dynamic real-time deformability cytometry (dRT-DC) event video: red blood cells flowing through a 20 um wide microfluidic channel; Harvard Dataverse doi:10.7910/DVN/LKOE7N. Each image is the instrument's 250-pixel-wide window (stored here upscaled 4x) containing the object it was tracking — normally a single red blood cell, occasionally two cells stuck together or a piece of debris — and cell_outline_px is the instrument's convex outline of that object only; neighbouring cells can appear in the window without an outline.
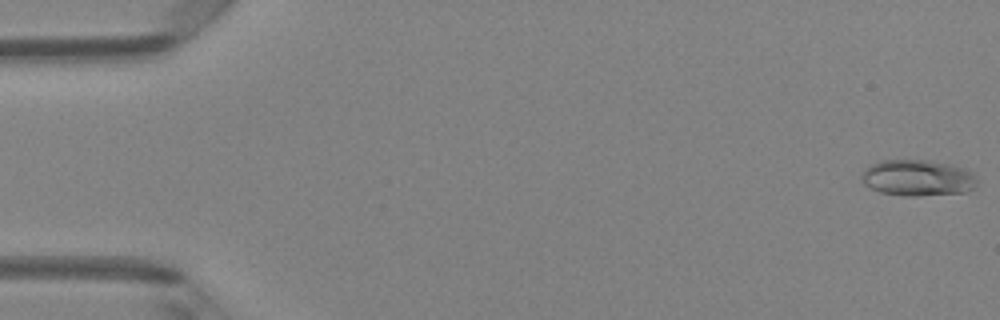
{"species": "Egyptian fruit bat (a non-hibernating species)", "species_latin": "Rousettus aegyptiacus", "temperature_condition": "room temperature", "stored_images_in_passage": 49, "camera_frame_rate_fps": 3000, "um_per_image_px": 0.085, "animal": {"sex": "female"}, "frame": {"image": 1, "passage_image": 1, "time_ms": 0.0, "image_size_px": [1000, 320], "cell_outline_px": [[976, 184], [972, 188], [964, 192], [920, 196], [904, 196], [880, 192], [864, 184], [860, 176], [872, 164], [880, 160], [928, 160], [948, 164], [964, 168], [972, 172], [976, 176]], "centroid_in_image_um": [78.0, 15.12], "position_along_channel_um": 7.0, "area_um2": 24.22}}
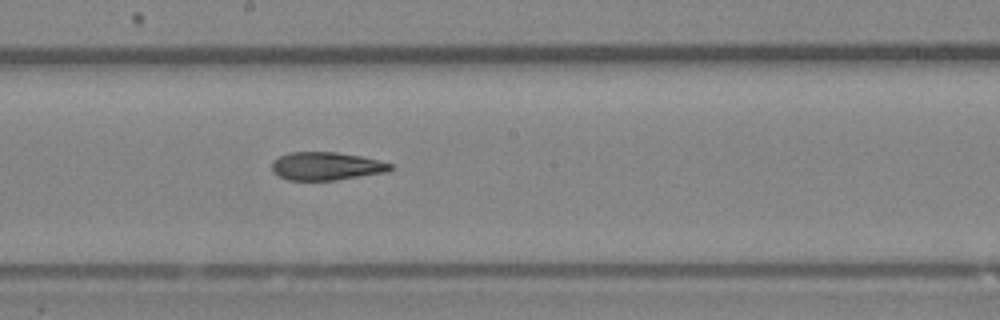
{"frame": {"image": 2, "passage_image": 27, "time_ms": 8.667, "image_size_px": [1000, 320], "cell_outline_px": [[392, 168], [388, 172], [336, 180], [288, 180], [276, 176], [272, 172], [272, 160], [288, 152], [336, 152], [364, 156], [392, 164]], "centroid_in_image_um": [27.71, 14.12], "position_along_channel_um": 220.5, "area_um2": 19.65}}
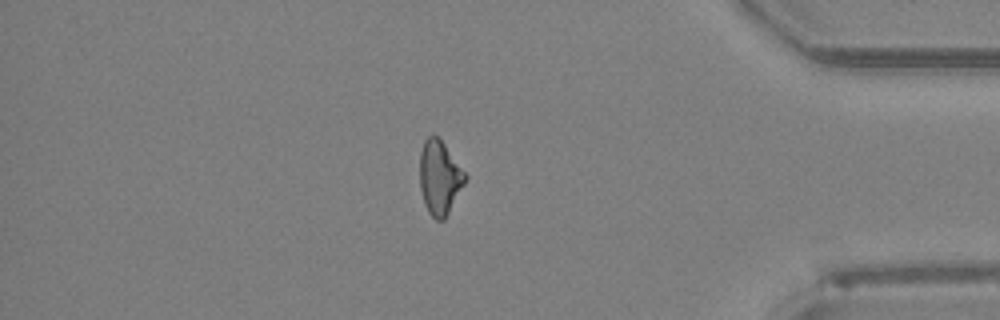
{"frame": {"image": 3, "passage_image": 42, "time_ms": 13.667, "image_size_px": [1000, 320], "cell_outline_px": [[468, 176], [464, 184], [444, 220], [436, 220], [428, 212], [424, 204], [420, 188], [420, 152], [424, 140], [428, 136], [436, 136], [444, 144]], "centroid_in_image_um": [37.35, 15.1], "position_along_channel_um": 397.8, "area_um2": 19.36}, "authors_computed_cell_mechanics": {"area_um2": 20.4034, "velocity_mm_per_s": 4.1794, "shape_relaxation_time_tau1_ms": null, "shape_relaxation_time_tau2_ms": 5.6631, "deformation_change_tau1": null, "deformation_change_tau2": 0.1397}}